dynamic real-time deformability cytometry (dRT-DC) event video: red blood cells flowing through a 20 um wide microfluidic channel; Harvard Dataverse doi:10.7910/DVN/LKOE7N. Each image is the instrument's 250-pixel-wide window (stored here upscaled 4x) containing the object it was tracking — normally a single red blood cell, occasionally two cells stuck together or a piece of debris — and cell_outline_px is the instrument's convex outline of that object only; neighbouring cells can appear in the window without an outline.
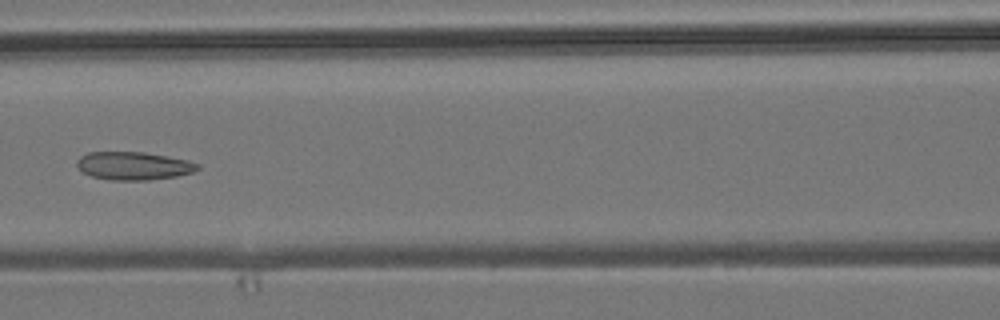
{"species": "common noctule bat (a hibernating species)", "species_latin": "Nyctalus noctula", "temperature_condition": "room temperature", "stored_images_in_passage": 4, "camera_frame_rate_fps": 3000, "um_per_image_px": 0.085, "animal": {"sex": "male", "body_mass_g": 19.2, "forearm_length_mm": 51.8}, "frame": {"image": 1, "passage_image": 4, "time_ms": 6.667, "image_size_px": [1000, 320], "cell_outline_px": [[200, 168], [192, 172], [176, 176], [148, 180], [108, 180], [92, 176], [84, 172], [76, 164], [76, 160], [80, 156], [88, 152], [144, 152], [168, 156], [188, 160], [200, 164]], "centroid_in_image_um": [11.36, 14.09], "position_along_channel_um": 155.2, "area_um2": 19.77}}